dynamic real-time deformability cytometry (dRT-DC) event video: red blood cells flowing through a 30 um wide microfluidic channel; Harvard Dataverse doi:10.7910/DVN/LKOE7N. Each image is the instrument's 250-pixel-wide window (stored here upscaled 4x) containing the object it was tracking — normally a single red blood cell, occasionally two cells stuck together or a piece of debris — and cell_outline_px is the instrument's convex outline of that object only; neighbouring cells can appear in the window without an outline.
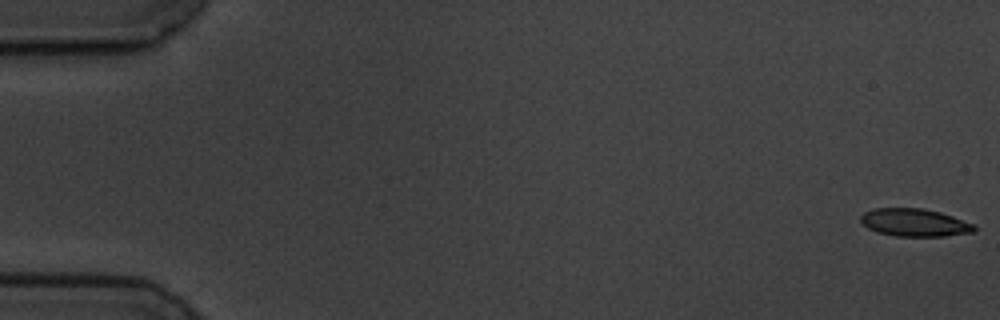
{"species": "common noctule bat (a hibernating species)", "species_latin": "Nyctalus noctula", "temperature_condition": "cold", "stored_images_in_passage": 10, "camera_frame_rate_fps": 3000, "um_per_image_px": 0.085, "animal": {"sex": "male", "body_mass_g": 19.5, "forearm_length_mm": 54.6}, "frame": {"image": 1, "passage_image": 1, "time_ms": 0.0, "image_size_px": [1000, 320], "cell_outline_px": [[976, 232], [944, 236], [896, 236], [876, 232], [868, 228], [860, 220], [860, 216], [864, 212], [872, 208], [924, 208], [940, 212], [976, 224]], "centroid_in_image_um": [77.76, 18.91], "position_along_channel_um": 7.2, "area_um2": 18.55}}
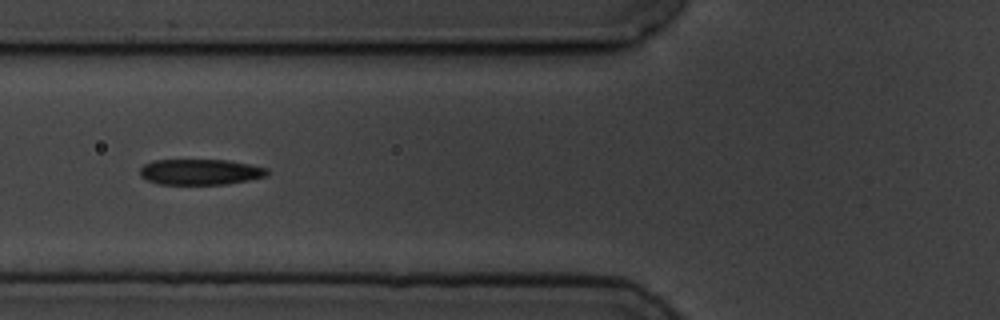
{"frame": {"image": 2, "passage_image": 7, "time_ms": 7.0, "image_size_px": [1000, 320], "cell_outline_px": [[268, 176], [228, 184], [160, 184], [148, 180], [140, 176], [140, 168], [144, 164], [152, 160], [228, 160], [268, 168]], "centroid_in_image_um": [17.03, 14.61], "position_along_channel_um": 108.8, "area_um2": 19.07}}
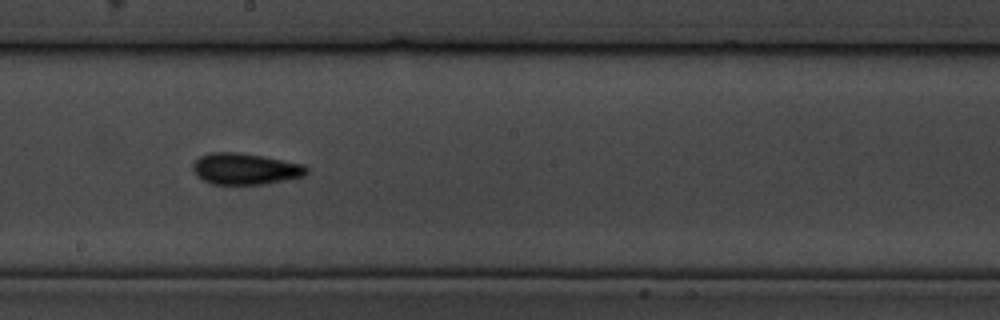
{"frame": {"image": 3, "passage_image": 10, "time_ms": 10.333, "image_size_px": [1000, 320], "cell_outline_px": [[308, 172], [304, 176], [264, 184], [212, 184], [196, 176], [192, 168], [192, 164], [200, 156], [208, 152], [240, 152], [264, 156], [304, 164], [308, 168]], "centroid_in_image_um": [20.84, 14.34], "position_along_channel_um": 227.4, "area_um2": 20.92}}